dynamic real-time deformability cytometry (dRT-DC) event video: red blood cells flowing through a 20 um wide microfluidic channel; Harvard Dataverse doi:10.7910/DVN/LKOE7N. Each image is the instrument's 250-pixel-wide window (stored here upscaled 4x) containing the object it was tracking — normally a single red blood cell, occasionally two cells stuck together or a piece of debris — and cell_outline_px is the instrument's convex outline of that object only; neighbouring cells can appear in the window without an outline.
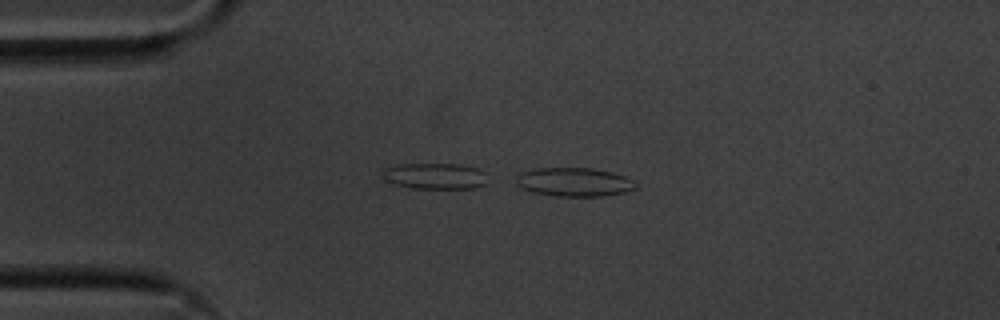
{"species": "common noctule bat (a hibernating species)", "species_latin": "Nyctalus noctula", "temperature_condition": "cold", "stored_images_in_passage": 12, "camera_frame_rate_fps": 3000, "um_per_image_px": 0.085, "animal": {"sex": "male", "body_mass_g": 20.1, "forearm_length_mm": 53.5}, "frame": {"image": 1, "passage_image": 12, "time_ms": 3.667, "image_size_px": [1000, 320], "cell_outline_px": [[636, 188], [624, 192], [604, 196], [552, 196], [532, 192], [516, 184], [516, 176], [520, 172], [536, 168], [592, 168], [612, 172], [636, 180]], "centroid_in_image_um": [48.81, 15.47], "position_along_channel_um": 36.2, "area_um2": 20.17}}